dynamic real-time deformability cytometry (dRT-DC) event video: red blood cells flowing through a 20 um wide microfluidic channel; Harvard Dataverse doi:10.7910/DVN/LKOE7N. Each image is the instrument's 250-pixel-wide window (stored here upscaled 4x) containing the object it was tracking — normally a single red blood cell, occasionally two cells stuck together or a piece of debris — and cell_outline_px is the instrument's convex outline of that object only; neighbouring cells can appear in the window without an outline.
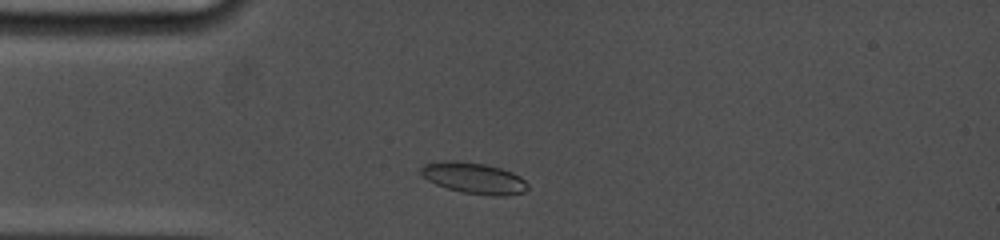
{"species": "common noctule bat (a hibernating species)", "species_latin": "Nyctalus noctula", "temperature_condition": "cold", "stored_images_in_passage": 13, "camera_frame_rate_fps": 5000, "um_per_image_px": 0.085, "animal": {"sex": "female", "body_mass_g": 19.0, "forearm_length_mm": 53.3}, "frame": {"image": 1, "passage_image": 2, "time_ms": 0.8, "image_size_px": [1000, 240], "cell_outline_px": [[528, 188], [524, 192], [504, 196], [492, 196], [460, 192], [436, 184], [428, 180], [420, 172], [420, 168], [424, 164], [444, 160], [456, 160], [484, 164], [500, 168], [512, 172], [520, 176], [528, 184]], "centroid_in_image_um": [40.29, 15.14], "position_along_channel_um": 44.7, "area_um2": 19.42}}
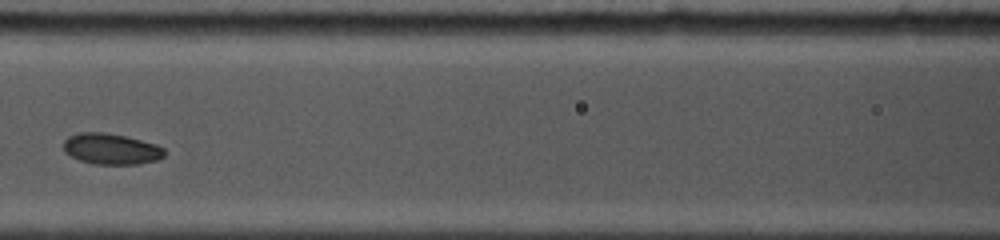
{"frame": {"image": 2, "passage_image": 7, "time_ms": 4.2, "image_size_px": [1000, 240], "cell_outline_px": [[168, 152], [164, 156], [156, 160], [140, 164], [96, 164], [80, 160], [64, 152], [64, 140], [68, 136], [80, 132], [104, 132], [124, 136], [156, 144], [164, 148]], "centroid_in_image_um": [9.47, 12.66], "position_along_channel_um": 157.1, "area_um2": 18.21}}
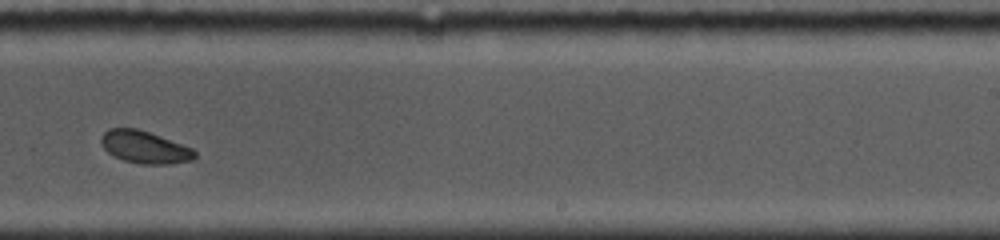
{"frame": {"image": 3, "passage_image": 12, "time_ms": 7.4, "image_size_px": [1000, 240], "cell_outline_px": [[196, 156], [192, 160], [172, 164], [140, 164], [124, 160], [108, 152], [104, 148], [100, 140], [100, 136], [108, 128], [136, 128], [160, 136], [192, 148], [196, 152]], "centroid_in_image_um": [12.29, 12.51], "position_along_channel_um": 276.7, "area_um2": 17.57}}